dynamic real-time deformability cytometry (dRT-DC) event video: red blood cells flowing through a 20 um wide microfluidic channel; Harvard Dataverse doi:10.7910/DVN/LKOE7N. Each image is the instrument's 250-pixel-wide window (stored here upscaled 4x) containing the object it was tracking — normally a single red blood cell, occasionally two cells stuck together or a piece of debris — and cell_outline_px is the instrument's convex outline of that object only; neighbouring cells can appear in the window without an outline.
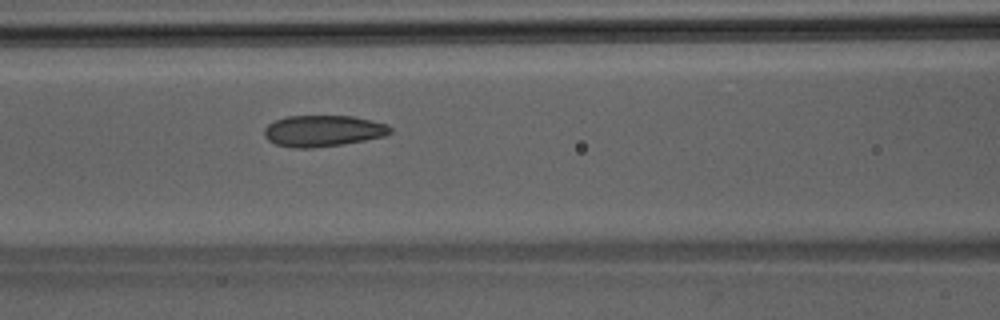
{"species": "Egyptian fruit bat (a non-hibernating species)", "species_latin": "Rousettus aegyptiacus", "temperature_condition": "room temperature", "stored_images_in_passage": 43, "camera_frame_rate_fps": 3000, "um_per_image_px": 0.085, "animal": {"sex": "male"}, "frame": {"image": 1, "passage_image": 17, "time_ms": 5.333, "image_size_px": [1000, 320], "cell_outline_px": [[392, 132], [384, 136], [364, 140], [340, 144], [312, 148], [292, 148], [276, 144], [268, 140], [264, 136], [264, 128], [268, 124], [276, 120], [288, 116], [352, 116], [372, 120], [388, 124], [392, 128]], "centroid_in_image_um": [27.45, 11.12], "position_along_channel_um": 139.1, "area_um2": 22.95}}
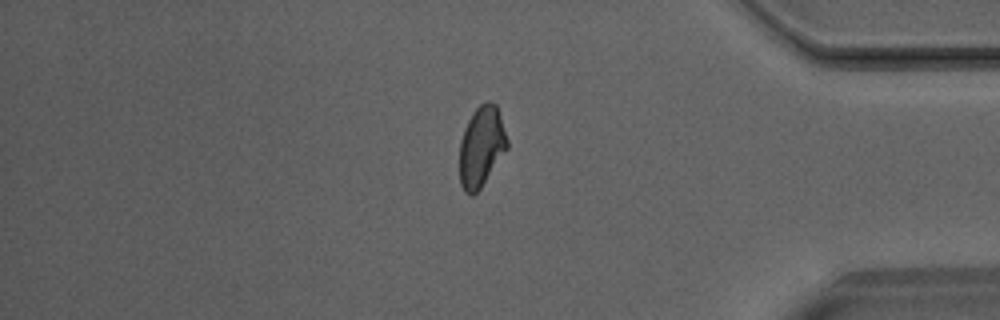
{"frame": {"image": 2, "passage_image": 36, "time_ms": 11.667, "image_size_px": [1000, 320], "cell_outline_px": [[508, 148], [480, 188], [472, 196], [468, 196], [464, 192], [460, 184], [460, 140], [464, 128], [472, 112], [480, 104], [488, 100], [496, 104], [508, 140]], "centroid_in_image_um": [40.91, 12.46], "position_along_channel_um": 394.3, "area_um2": 22.37}}
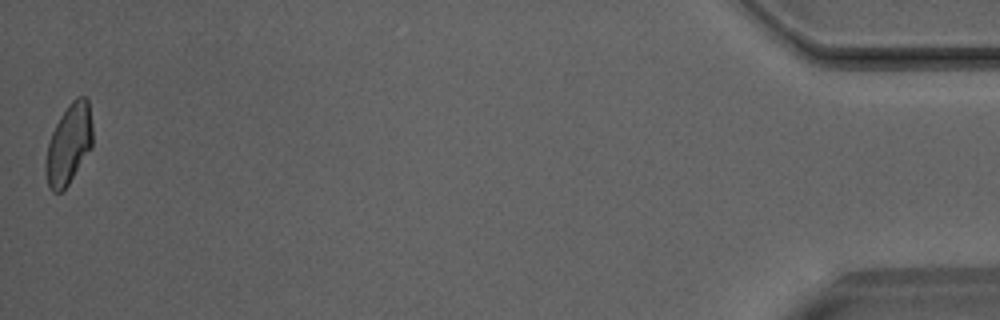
{"frame": {"image": 3, "passage_image": 43, "time_ms": 14.0, "image_size_px": [1000, 320], "cell_outline_px": [[92, 148], [68, 184], [60, 192], [52, 192], [48, 188], [44, 172], [44, 164], [48, 144], [52, 132], [60, 116], [68, 104], [76, 96], [84, 96], [88, 100], [92, 124]], "centroid_in_image_um": [5.83, 12.26], "position_along_channel_um": 429.4, "area_um2": 22.08}}